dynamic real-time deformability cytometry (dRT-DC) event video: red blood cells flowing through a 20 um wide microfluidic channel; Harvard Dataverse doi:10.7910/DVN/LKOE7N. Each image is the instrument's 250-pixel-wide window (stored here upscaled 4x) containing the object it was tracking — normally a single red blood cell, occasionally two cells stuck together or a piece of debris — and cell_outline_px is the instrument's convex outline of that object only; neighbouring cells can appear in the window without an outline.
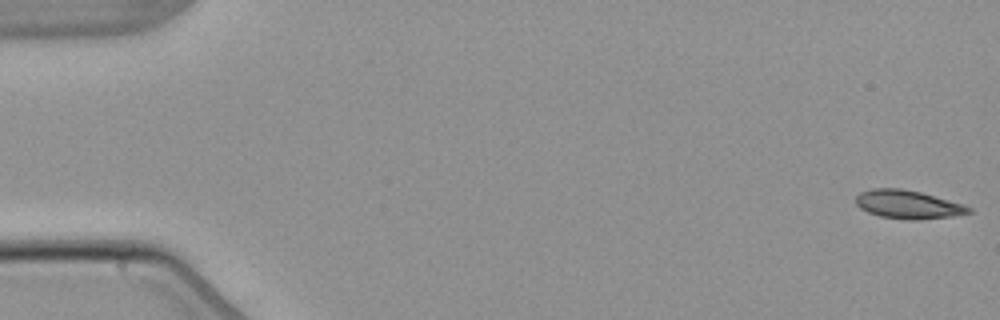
{"species": "common noctule bat (a hibernating species)", "species_latin": "Nyctalus noctula", "temperature_condition": "warm", "stored_images_in_passage": 3, "camera_frame_rate_fps": 3000, "um_per_image_px": 0.085, "animal": {"sex": "male", "body_mass_g": 21.5, "forearm_length_mm": 52.0}, "frame": {"image": 1, "passage_image": 1, "time_ms": 0.0, "image_size_px": [1000, 320], "cell_outline_px": [[972, 212], [952, 216], [916, 220], [908, 220], [880, 216], [868, 212], [860, 208], [856, 204], [856, 196], [860, 192], [872, 188], [900, 188], [920, 192], [964, 204], [972, 208]], "centroid_in_image_um": [77.17, 17.38], "position_along_channel_um": 7.8, "area_um2": 18.67}}